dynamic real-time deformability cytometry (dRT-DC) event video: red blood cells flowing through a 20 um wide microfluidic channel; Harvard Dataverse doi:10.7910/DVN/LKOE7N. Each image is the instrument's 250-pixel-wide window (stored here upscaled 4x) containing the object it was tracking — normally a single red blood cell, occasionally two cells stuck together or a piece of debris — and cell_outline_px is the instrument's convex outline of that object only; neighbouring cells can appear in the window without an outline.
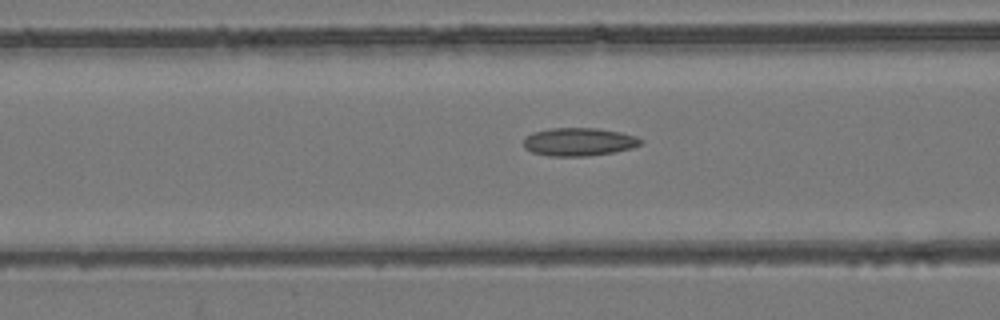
{"species": "common noctule bat (a hibernating species)", "species_latin": "Nyctalus noctula", "temperature_condition": "room temperature", "stored_images_in_passage": 27, "camera_frame_rate_fps": 3000, "um_per_image_px": 0.085, "animal": {"sex": "female", "body_mass_g": 24.6, "forearm_length_mm": 56.2}, "frame": {"image": 1, "passage_image": 7, "time_ms": 2.0, "image_size_px": [1000, 320], "cell_outline_px": [[644, 140], [640, 144], [632, 148], [612, 152], [588, 156], [548, 156], [532, 152], [524, 148], [524, 140], [532, 132], [552, 128], [596, 128], [620, 132], [636, 136]], "centroid_in_image_um": [49.2, 12.06], "position_along_channel_um": 117.4, "area_um2": 19.13}}
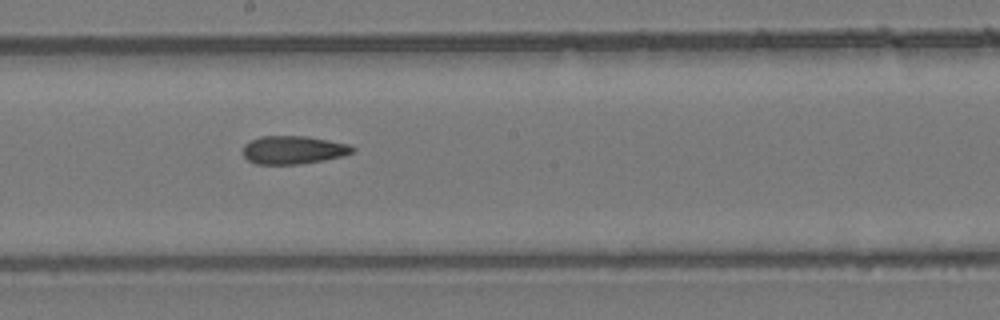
{"frame": {"image": 2, "passage_image": 15, "time_ms": 4.667, "image_size_px": [1000, 320], "cell_outline_px": [[356, 148], [352, 152], [340, 156], [324, 160], [300, 164], [256, 164], [248, 160], [244, 156], [244, 144], [260, 136], [308, 136], [352, 144]], "centroid_in_image_um": [24.96, 12.73], "position_along_channel_um": 223.2, "area_um2": 18.03}}
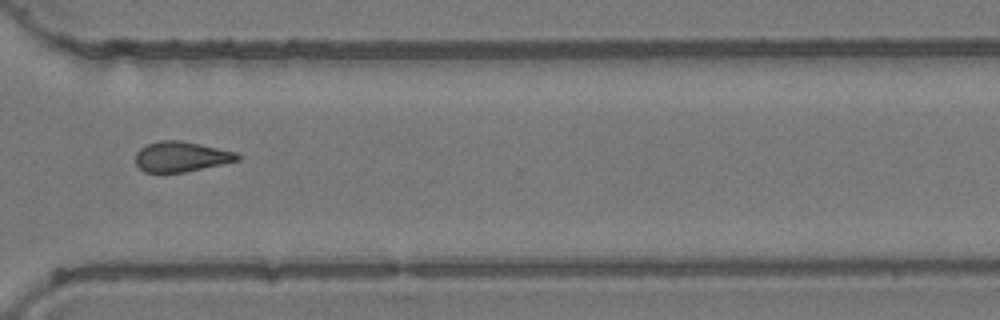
{"frame": {"image": 3, "passage_image": 25, "time_ms": 8.0, "image_size_px": [1000, 320], "cell_outline_px": [[240, 160], [184, 172], [144, 172], [136, 164], [136, 152], [140, 148], [148, 144], [160, 140], [180, 140], [200, 144], [236, 152], [240, 156]], "centroid_in_image_um": [15.39, 13.31], "position_along_channel_um": 355.2, "area_um2": 17.8}, "authors_computed_cell_mechanics": {"area_um2": 18.3226, "velocity_mm_per_s": 3.9753, "shape_relaxation_time_tau1_ms": null, "shape_relaxation_time_tau2_ms": 6.3655, "deformation_change_tau1": null, "deformation_change_tau2": 0.1578}}